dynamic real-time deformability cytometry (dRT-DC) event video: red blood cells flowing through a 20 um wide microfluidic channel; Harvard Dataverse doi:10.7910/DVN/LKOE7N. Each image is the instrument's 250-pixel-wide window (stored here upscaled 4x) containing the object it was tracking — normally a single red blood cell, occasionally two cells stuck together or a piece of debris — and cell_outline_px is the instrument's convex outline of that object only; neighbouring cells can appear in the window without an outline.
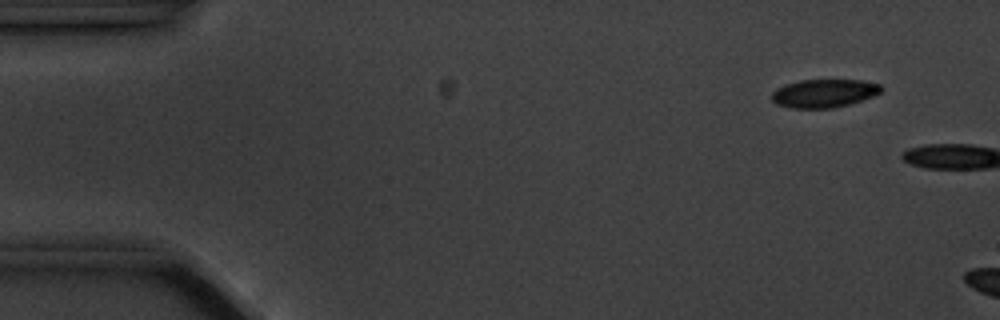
{"species": "common noctule bat (a hibernating species)", "species_latin": "Nyctalus noctula", "temperature_condition": "cold", "stored_images_in_passage": 3, "camera_frame_rate_fps": 3000, "um_per_image_px": 0.085, "animal": {"sex": "male", "body_mass_g": 20.1, "forearm_length_mm": 53.5}, "frame": {"image": 1, "passage_image": 2, "time_ms": 1.333, "image_size_px": [1000, 320], "cell_outline_px": [[884, 88], [880, 92], [872, 96], [848, 104], [832, 108], [792, 108], [776, 104], [772, 100], [772, 92], [776, 88], [800, 80], [860, 80], [880, 84]], "centroid_in_image_um": [70.03, 7.93], "position_along_channel_um": 15.0, "area_um2": 17.86}}